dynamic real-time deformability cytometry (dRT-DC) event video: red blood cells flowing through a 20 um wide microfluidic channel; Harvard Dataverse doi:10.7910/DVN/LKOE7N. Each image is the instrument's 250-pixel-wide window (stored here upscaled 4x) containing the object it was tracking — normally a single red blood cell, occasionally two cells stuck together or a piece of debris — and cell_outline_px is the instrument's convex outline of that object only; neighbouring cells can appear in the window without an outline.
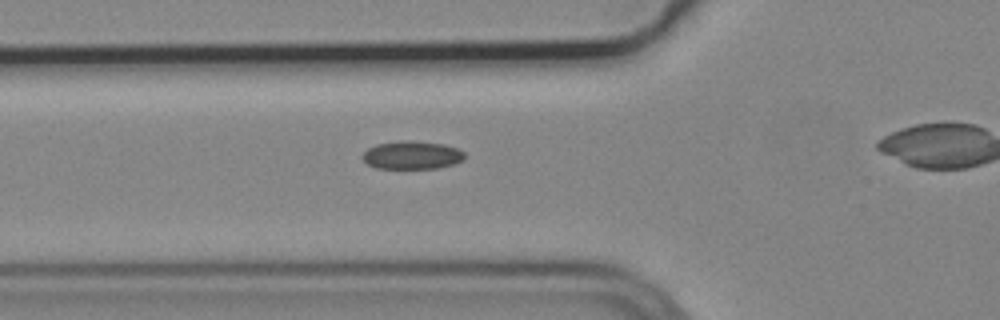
{"species": "common noctule bat (a hibernating species)", "species_latin": "Nyctalus noctula", "temperature_condition": "cold", "stored_images_in_passage": 4, "camera_frame_rate_fps": 3000, "um_per_image_px": 0.085, "animal": {"sex": "male", "body_mass_g": 19.2, "forearm_length_mm": 51.8}, "frame": {"image": 1, "passage_image": 3, "time_ms": 0.667, "image_size_px": [1000, 320], "cell_outline_px": [[464, 160], [440, 168], [376, 168], [368, 164], [360, 156], [368, 148], [376, 144], [400, 140], [412, 140], [444, 144], [456, 148], [464, 152]], "centroid_in_image_um": [35.0, 13.17], "position_along_channel_um": 90.8, "area_um2": 16.82}}